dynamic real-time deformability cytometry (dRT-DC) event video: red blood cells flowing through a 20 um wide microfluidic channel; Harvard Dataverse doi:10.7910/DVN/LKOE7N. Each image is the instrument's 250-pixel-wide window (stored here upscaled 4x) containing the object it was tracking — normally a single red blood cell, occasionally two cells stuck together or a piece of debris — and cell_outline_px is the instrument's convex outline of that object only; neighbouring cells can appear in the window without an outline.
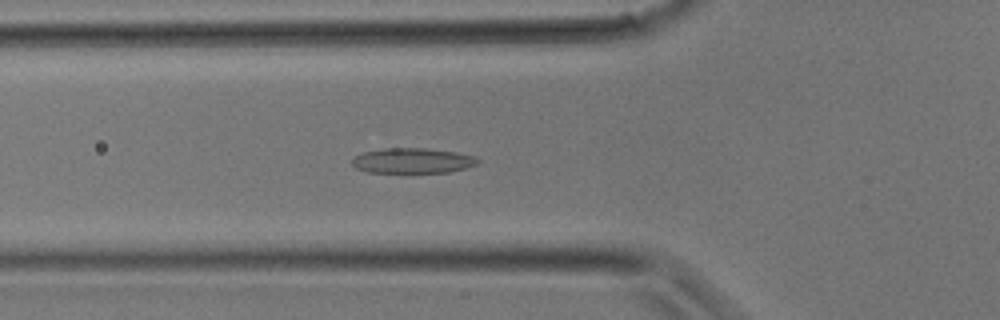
{"species": "common noctule bat (a hibernating species)", "species_latin": "Nyctalus noctula", "temperature_condition": "room temperature", "stored_images_in_passage": 32, "camera_frame_rate_fps": 3000, "um_per_image_px": 0.085, "animal": {"sex": "male", "body_mass_g": 17.9}, "frame": {"image": 1, "passage_image": 10, "time_ms": 3.0, "image_size_px": [1000, 320], "cell_outline_px": [[480, 160], [476, 164], [464, 168], [448, 172], [368, 172], [356, 168], [352, 164], [352, 156], [360, 152], [384, 148], [424, 148], [456, 152], [476, 156]], "centroid_in_image_um": [35.02, 13.64], "position_along_channel_um": 90.8, "area_um2": 18.5}}
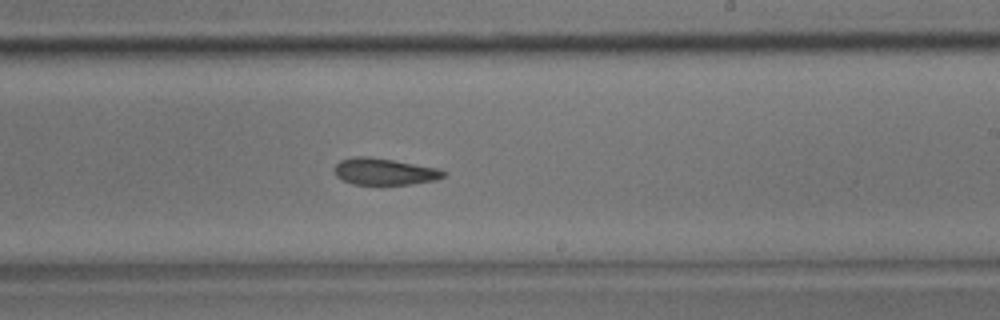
{"frame": {"image": 2, "passage_image": 18, "time_ms": 5.667, "image_size_px": [1000, 320], "cell_outline_px": [[448, 172], [444, 176], [436, 180], [412, 184], [352, 184], [340, 180], [336, 176], [332, 168], [340, 160], [356, 156], [368, 156], [440, 168]], "centroid_in_image_um": [32.66, 14.58], "position_along_channel_um": 256.3, "area_um2": 17.17}}
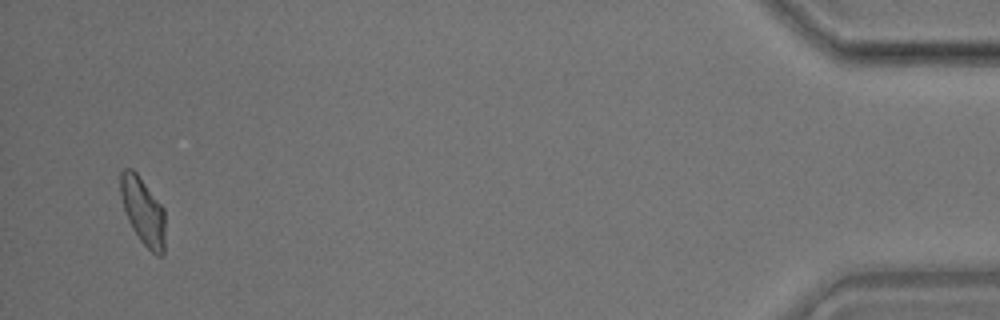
{"frame": {"image": 3, "passage_image": 30, "time_ms": 9.667, "image_size_px": [1000, 320], "cell_outline_px": [[164, 256], [156, 256], [140, 240], [132, 228], [128, 220], [120, 196], [120, 172], [124, 168], [132, 168], [136, 172], [164, 208]], "centroid_in_image_um": [12.15, 17.94], "position_along_channel_um": 423.1, "area_um2": 17.51}}